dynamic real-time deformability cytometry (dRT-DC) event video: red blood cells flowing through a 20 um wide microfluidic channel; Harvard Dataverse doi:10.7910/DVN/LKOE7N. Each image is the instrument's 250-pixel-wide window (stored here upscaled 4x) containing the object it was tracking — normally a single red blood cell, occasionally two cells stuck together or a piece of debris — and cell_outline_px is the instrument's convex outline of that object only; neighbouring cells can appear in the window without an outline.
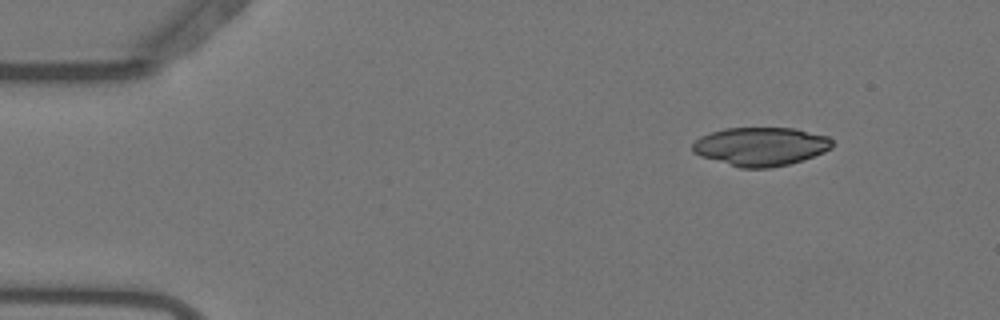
{"species": "Egyptian fruit bat (a non-hibernating species)", "species_latin": "Rousettus aegyptiacus", "temperature_condition": "warm", "stored_images_in_passage": 44, "camera_frame_rate_fps": 3000, "um_per_image_px": 0.085, "animal": {"sex": "female"}, "frame": {"image": 1, "passage_image": 2, "time_ms": 0.333, "image_size_px": [1000, 320], "cell_outline_px": [[832, 148], [824, 152], [788, 164], [772, 168], [740, 168], [700, 156], [692, 152], [692, 144], [700, 136], [724, 128], [796, 128], [828, 136], [832, 140]], "centroid_in_image_um": [64.64, 12.45], "position_along_channel_um": 20.4, "area_um2": 31.44}}